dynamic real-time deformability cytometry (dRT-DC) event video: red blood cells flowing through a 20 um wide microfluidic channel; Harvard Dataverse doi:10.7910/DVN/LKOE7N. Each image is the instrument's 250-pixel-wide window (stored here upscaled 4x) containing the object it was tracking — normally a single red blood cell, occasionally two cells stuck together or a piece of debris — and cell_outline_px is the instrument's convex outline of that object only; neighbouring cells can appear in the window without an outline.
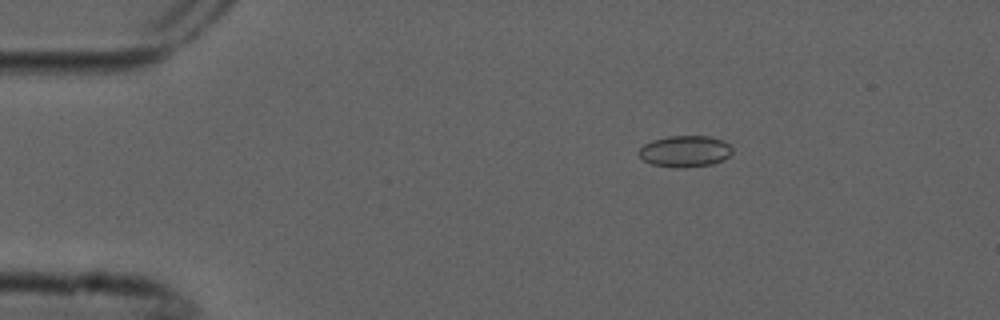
{"species": "common noctule bat (a hibernating species)", "species_latin": "Nyctalus noctula", "temperature_condition": "cold", "stored_images_in_passage": 4, "camera_frame_rate_fps": 3000, "um_per_image_px": 0.085, "animal": {"sex": "male", "forearm_length_mm": 52.5}, "frame": {"image": 1, "passage_image": 2, "time_ms": 0.333, "image_size_px": [1000, 320], "cell_outline_px": [[732, 152], [724, 160], [712, 164], [684, 168], [676, 168], [652, 164], [644, 160], [636, 152], [644, 144], [652, 140], [668, 136], [708, 136], [724, 140], [732, 148]], "centroid_in_image_um": [58.22, 12.86], "position_along_channel_um": 26.8, "area_um2": 17.22}}
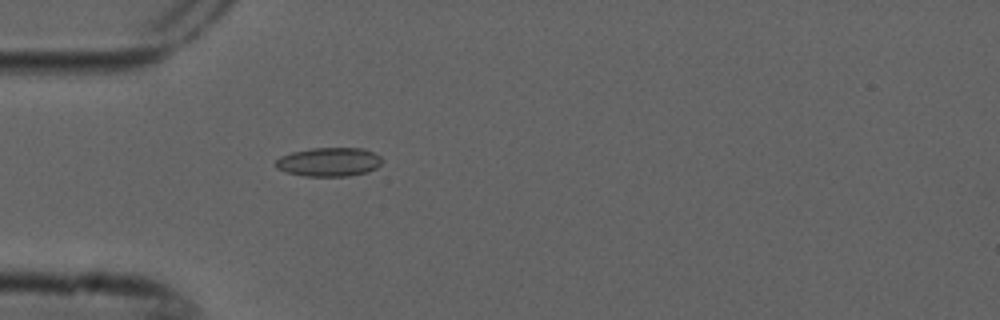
{"frame": {"image": 2, "passage_image": 4, "time_ms": 1.0, "image_size_px": [1000, 320], "cell_outline_px": [[384, 160], [376, 168], [368, 172], [348, 176], [304, 176], [288, 172], [276, 168], [272, 164], [280, 156], [292, 152], [312, 148], [364, 148], [380, 156]], "centroid_in_image_um": [27.96, 13.76], "position_along_channel_um": 57.0, "area_um2": 18.03}}